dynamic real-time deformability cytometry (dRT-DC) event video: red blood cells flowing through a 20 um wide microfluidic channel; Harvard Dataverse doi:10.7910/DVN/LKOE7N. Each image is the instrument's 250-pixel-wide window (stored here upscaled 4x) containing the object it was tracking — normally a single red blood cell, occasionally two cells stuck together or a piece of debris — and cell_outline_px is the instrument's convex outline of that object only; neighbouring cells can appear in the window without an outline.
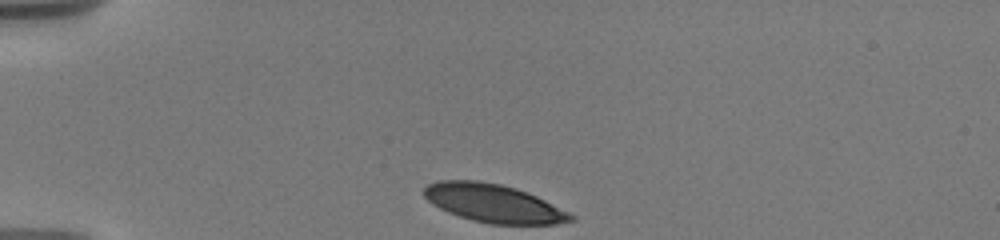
{"species": "human", "species_latin": "Homo sapiens", "temperature_condition": "warm", "stored_images_in_passage": 19, "camera_frame_rate_fps": 3000, "um_per_image_px": 0.085, "donor": {"sex": "male"}, "frame": {"image": 1, "passage_image": 1, "time_ms": 0.0, "image_size_px": [1000, 240], "cell_outline_px": [[576, 220], [556, 224], [488, 224], [472, 220], [448, 212], [432, 204], [420, 192], [428, 184], [440, 180], [476, 180], [500, 184], [516, 188], [528, 192], [572, 212], [576, 216]], "centroid_in_image_um": [41.99, 17.28], "position_along_channel_um": 43.0, "area_um2": 33.06}}
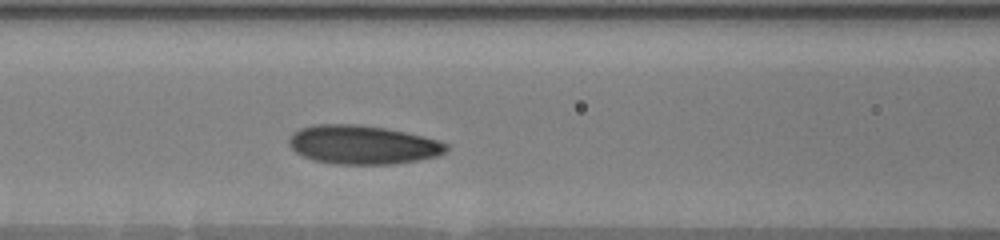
{"frame": {"image": 2, "passage_image": 11, "time_ms": 3.667, "image_size_px": [1000, 240], "cell_outline_px": [[448, 148], [444, 152], [436, 156], [396, 164], [332, 164], [312, 160], [296, 152], [288, 144], [288, 140], [300, 128], [316, 124], [356, 124], [384, 128], [424, 136], [440, 140], [448, 144]], "centroid_in_image_um": [30.83, 12.31], "position_along_channel_um": 135.8, "area_um2": 35.49}}
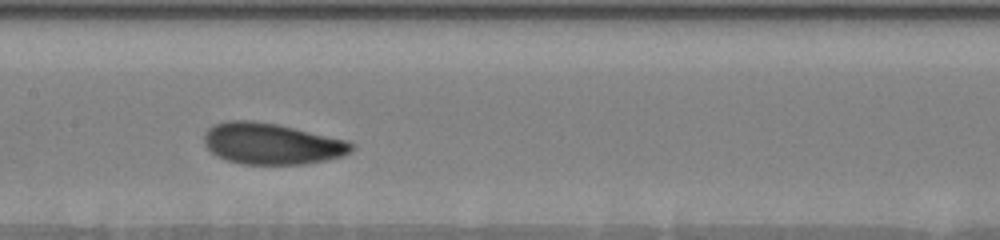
{"frame": {"image": 3, "passage_image": 18, "time_ms": 5.0, "image_size_px": [1000, 240], "cell_outline_px": [[352, 152], [340, 156], [324, 160], [304, 164], [244, 164], [224, 160], [216, 156], [204, 144], [204, 132], [212, 124], [224, 120], [252, 120], [276, 124], [348, 140], [352, 144]], "centroid_in_image_um": [23.03, 12.2], "position_along_channel_um": 184.4, "area_um2": 35.49}}